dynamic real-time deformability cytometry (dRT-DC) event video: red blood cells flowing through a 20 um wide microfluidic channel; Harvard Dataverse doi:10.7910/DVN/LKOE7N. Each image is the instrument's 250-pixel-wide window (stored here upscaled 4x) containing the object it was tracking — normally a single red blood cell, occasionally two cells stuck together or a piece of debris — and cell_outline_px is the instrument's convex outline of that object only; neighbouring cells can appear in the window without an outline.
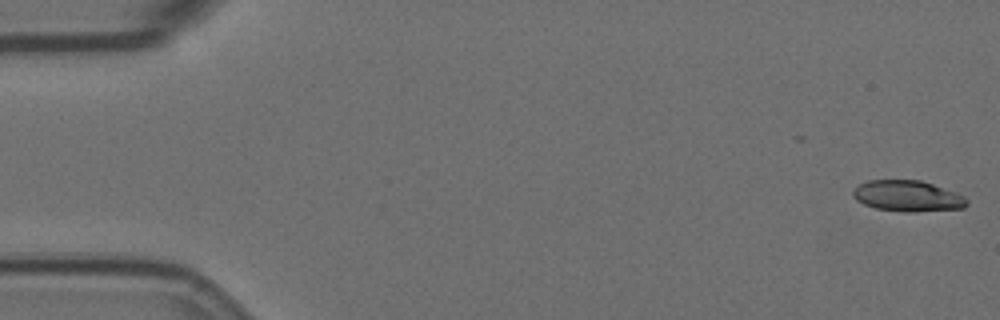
{"species": "Egyptian fruit bat (a non-hibernating species)", "species_latin": "Rousettus aegyptiacus", "temperature_condition": "room temperature", "stored_images_in_passage": 46, "camera_frame_rate_fps": 3000, "um_per_image_px": 0.085, "animal": {"sex": "female"}, "frame": {"image": 1, "passage_image": 1, "time_ms": 0.0, "image_size_px": [1000, 320], "cell_outline_px": [[968, 204], [964, 208], [912, 212], [904, 212], [876, 208], [864, 204], [856, 200], [852, 196], [852, 192], [860, 184], [868, 180], [920, 180], [956, 192], [964, 196], [968, 200]], "centroid_in_image_um": [77.16, 16.66], "position_along_channel_um": 7.8, "area_um2": 20.52}}
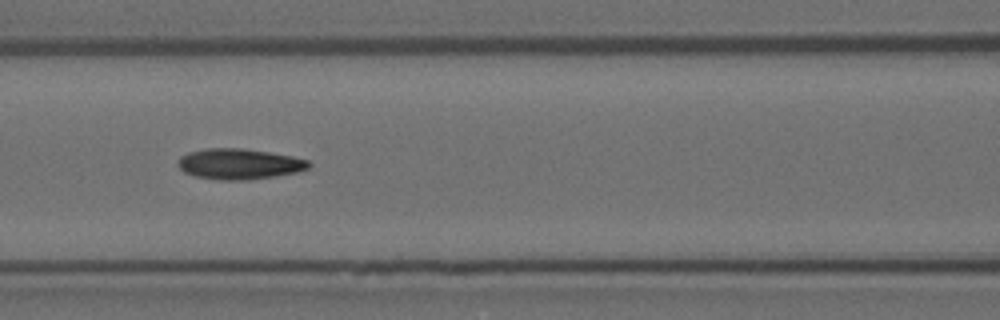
{"frame": {"image": 2, "passage_image": 24, "time_ms": 7.667, "image_size_px": [1000, 320], "cell_outline_px": [[312, 164], [308, 168], [296, 172], [248, 180], [220, 180], [196, 176], [184, 172], [176, 164], [180, 156], [188, 152], [204, 148], [240, 148], [268, 152], [292, 156], [308, 160]], "centroid_in_image_um": [20.3, 13.93], "position_along_channel_um": 146.3, "area_um2": 23.29}}
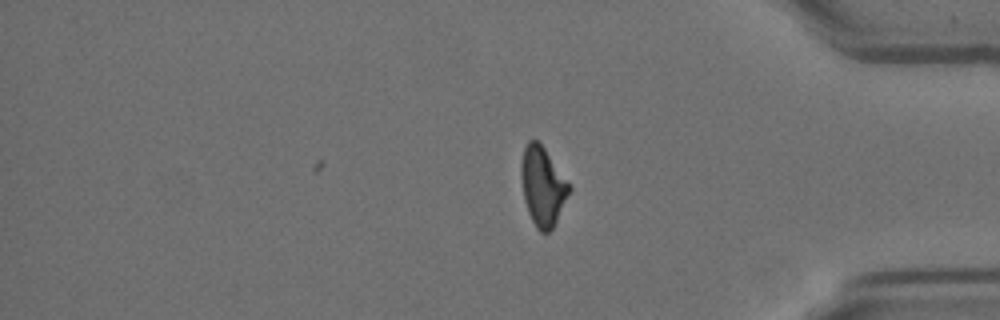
{"frame": {"image": 3, "passage_image": 46, "time_ms": 15.0, "image_size_px": [1000, 320], "cell_outline_px": [[572, 188], [552, 228], [548, 232], [540, 232], [536, 228], [528, 212], [524, 200], [520, 176], [520, 164], [524, 148], [528, 140], [536, 140], [544, 148]], "centroid_in_image_um": [46.09, 15.83], "position_along_channel_um": 389.1, "area_um2": 21.79}, "authors_computed_cell_mechanics": {"area_um2": 22.4842, "velocity_mm_per_s": 3.6062, "shape_relaxation_time_tau1_ms": null, "shape_relaxation_time_tau2_ms": 3.8154, "deformation_change_tau1": null, "deformation_change_tau2": 0.1011}}